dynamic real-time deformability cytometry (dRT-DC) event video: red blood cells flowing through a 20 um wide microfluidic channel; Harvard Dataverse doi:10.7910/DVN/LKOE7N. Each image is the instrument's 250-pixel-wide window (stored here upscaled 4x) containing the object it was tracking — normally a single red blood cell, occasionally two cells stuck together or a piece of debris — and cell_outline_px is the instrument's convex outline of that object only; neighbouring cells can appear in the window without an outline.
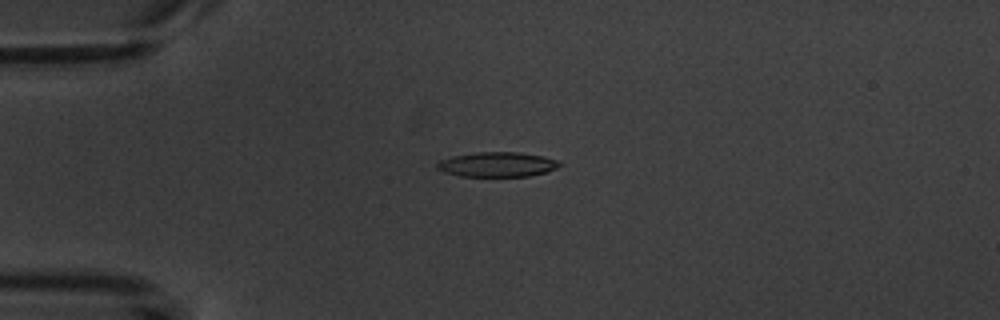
{"species": "common noctule bat (a hibernating species)", "species_latin": "Nyctalus noctula", "temperature_condition": "warm", "stored_images_in_passage": 8, "camera_frame_rate_fps": 3000, "um_per_image_px": 0.085, "animal": {"sex": "male", "body_mass_g": 20.1, "forearm_length_mm": 53.5}, "frame": {"image": 1, "passage_image": 3, "time_ms": 2.333, "image_size_px": [1000, 320], "cell_outline_px": [[564, 164], [556, 168], [544, 172], [528, 176], [460, 176], [444, 172], [436, 168], [436, 164], [440, 160], [452, 156], [476, 152], [520, 152], [544, 156], [556, 160]], "centroid_in_image_um": [42.26, 13.97], "position_along_channel_um": 42.7, "area_um2": 17.69}}
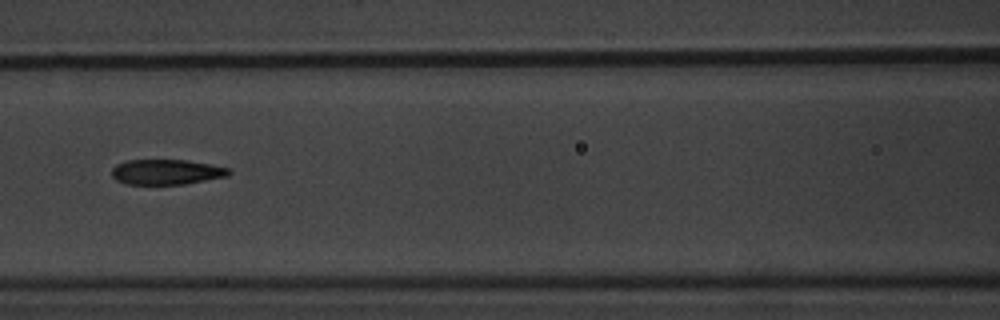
{"frame": {"image": 2, "passage_image": 6, "time_ms": 6.0, "image_size_px": [1000, 320], "cell_outline_px": [[232, 172], [228, 176], [184, 184], [124, 184], [116, 180], [112, 176], [112, 168], [116, 164], [124, 160], [188, 160], [212, 164], [232, 168]], "centroid_in_image_um": [14.17, 14.61], "position_along_channel_um": 152.4, "area_um2": 17.46}}
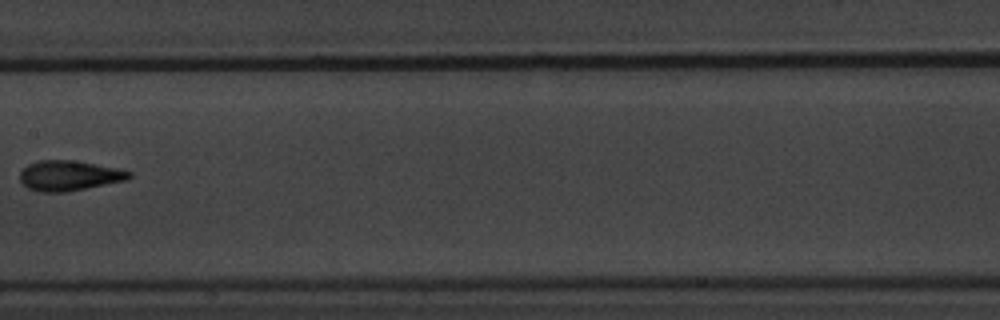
{"frame": {"image": 3, "passage_image": 7, "time_ms": 7.333, "image_size_px": [1000, 320], "cell_outline_px": [[132, 176], [128, 180], [68, 192], [40, 192], [28, 188], [20, 180], [20, 172], [28, 164], [40, 160], [76, 160], [116, 168], [132, 172]], "centroid_in_image_um": [5.9, 14.93], "position_along_channel_um": 201.5, "area_um2": 19.31}}